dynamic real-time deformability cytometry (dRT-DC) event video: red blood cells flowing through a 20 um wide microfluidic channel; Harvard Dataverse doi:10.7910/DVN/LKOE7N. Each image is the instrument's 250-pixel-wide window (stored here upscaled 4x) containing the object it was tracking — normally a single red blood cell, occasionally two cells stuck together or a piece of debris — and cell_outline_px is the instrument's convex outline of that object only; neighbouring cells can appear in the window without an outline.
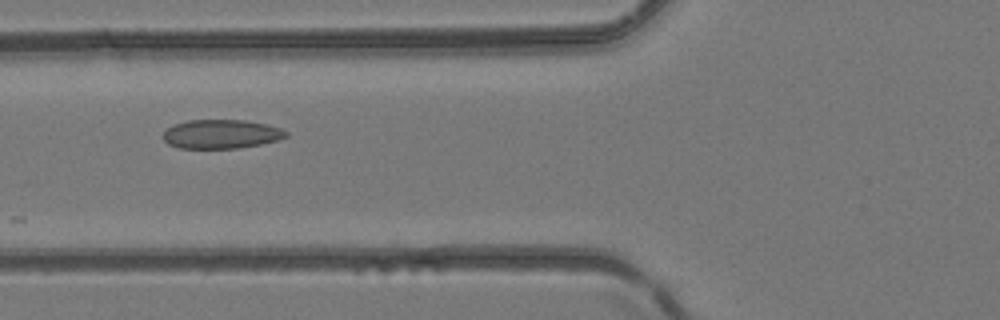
{"species": "common noctule bat (a hibernating species)", "species_latin": "Nyctalus noctula", "temperature_condition": "room temperature", "stored_images_in_passage": 5, "camera_frame_rate_fps": 3000, "um_per_image_px": 0.085, "animal": {"sex": "female", "body_mass_g": 24.6, "forearm_length_mm": 56.2}, "frame": {"image": 1, "passage_image": 5, "time_ms": 1.333, "image_size_px": [1000, 320], "cell_outline_px": [[288, 136], [276, 140], [260, 144], [236, 148], [180, 148], [168, 144], [160, 136], [168, 128], [176, 124], [188, 120], [244, 120], [264, 124], [280, 128], [288, 132]], "centroid_in_image_um": [18.77, 11.4], "position_along_channel_um": 107.0, "area_um2": 20.58}}